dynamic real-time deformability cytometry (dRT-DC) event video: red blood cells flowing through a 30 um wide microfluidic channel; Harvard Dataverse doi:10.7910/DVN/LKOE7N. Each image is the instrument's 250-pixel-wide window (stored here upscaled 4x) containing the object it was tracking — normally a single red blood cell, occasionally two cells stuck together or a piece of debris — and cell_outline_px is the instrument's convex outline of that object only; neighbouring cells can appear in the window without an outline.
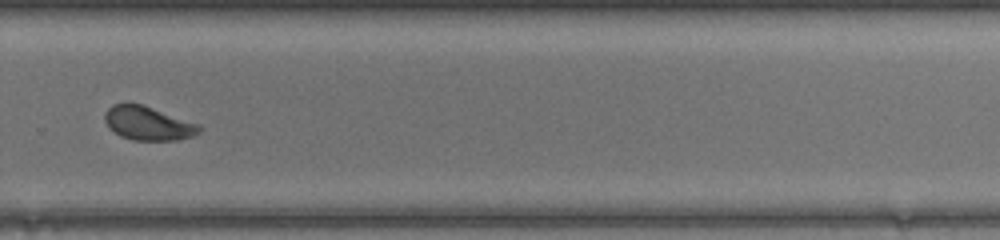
{"species": "common noctule bat (a hibernating species)", "species_latin": "Nyctalus noctula", "temperature_condition": "warm", "stored_images_in_passage": 52, "camera_frame_rate_fps": 3000, "um_per_image_px": 0.085, "animal": {"sex": "female", "body_mass_g": 17.0, "forearm_length_mm": 48.0}, "frame": {"image": 1, "passage_image": 37, "time_ms": 12.0, "image_size_px": [1000, 240], "cell_outline_px": [[204, 128], [200, 132], [192, 136], [176, 140], [132, 140], [120, 136], [108, 128], [104, 120], [104, 116], [108, 108], [112, 104], [140, 104], [200, 124]], "centroid_in_image_um": [12.59, 10.5], "position_along_channel_um": 317.2, "area_um2": 18.55}}